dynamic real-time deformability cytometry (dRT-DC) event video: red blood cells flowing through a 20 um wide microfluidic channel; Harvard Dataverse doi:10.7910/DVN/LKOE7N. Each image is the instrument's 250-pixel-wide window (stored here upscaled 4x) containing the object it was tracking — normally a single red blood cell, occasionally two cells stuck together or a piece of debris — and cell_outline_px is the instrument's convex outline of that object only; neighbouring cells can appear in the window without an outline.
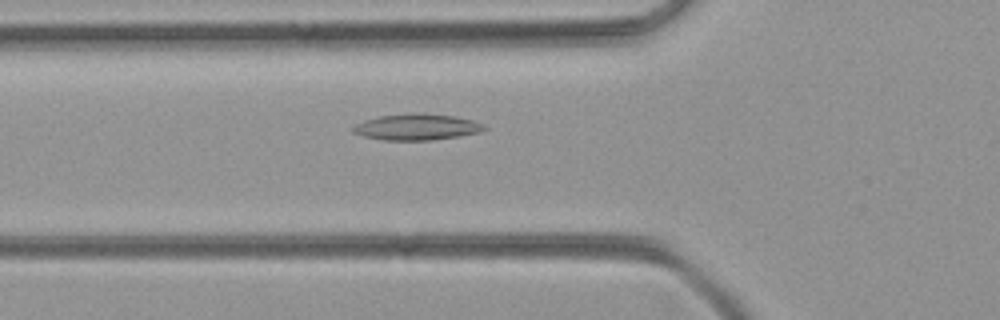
{"species": "common noctule bat (a hibernating species)", "species_latin": "Nyctalus noctula", "temperature_condition": "room temperature", "stored_images_in_passage": 32, "camera_frame_rate_fps": 3000, "um_per_image_px": 0.085, "animal": {"sex": "female", "body_mass_g": 21.9}, "frame": {"image": 1, "passage_image": 3, "time_ms": 0.667, "image_size_px": [1000, 320], "cell_outline_px": [[488, 128], [480, 132], [432, 140], [380, 140], [364, 136], [352, 132], [352, 128], [356, 124], [364, 120], [380, 116], [408, 112], [416, 112], [456, 116], [472, 120], [484, 124]], "centroid_in_image_um": [35.42, 10.78], "position_along_channel_um": 90.4, "area_um2": 20.17}}
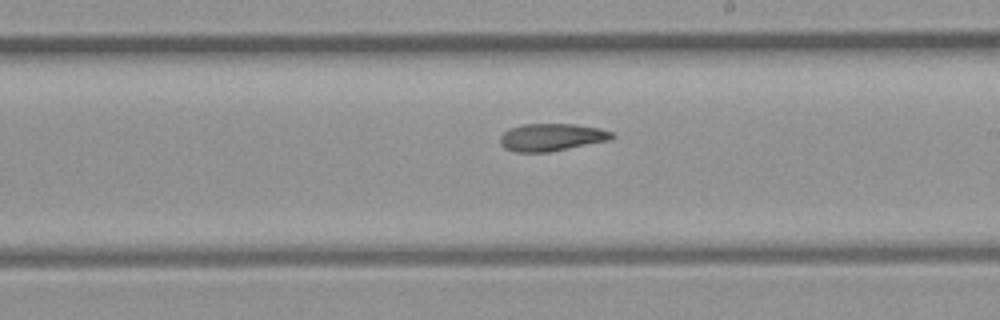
{"frame": {"image": 2, "passage_image": 14, "time_ms": 4.333, "image_size_px": [1000, 320], "cell_outline_px": [[616, 136], [612, 140], [548, 152], [516, 152], [504, 148], [500, 144], [500, 136], [504, 132], [512, 128], [524, 124], [572, 124], [600, 128], [612, 132]], "centroid_in_image_um": [46.91, 11.67], "position_along_channel_um": 242.1, "area_um2": 17.92}}
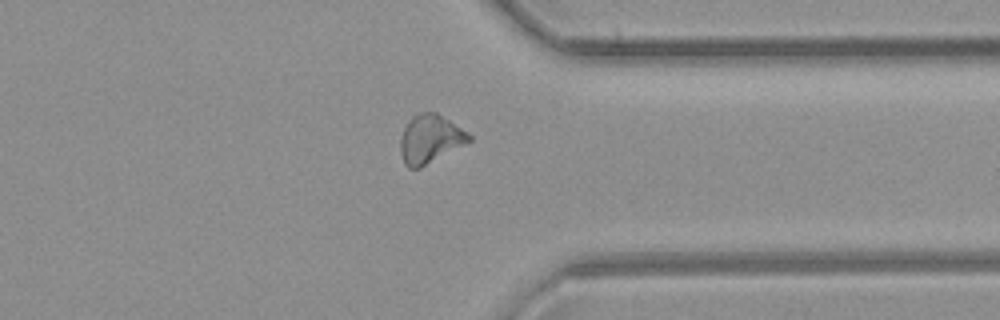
{"frame": {"image": 3, "passage_image": 24, "time_ms": 7.667, "image_size_px": [1000, 320], "cell_outline_px": [[472, 140], [420, 168], [408, 168], [404, 164], [400, 152], [400, 140], [404, 128], [408, 120], [412, 116], [420, 112], [436, 112], [468, 132], [472, 136]], "centroid_in_image_um": [36.54, 11.81], "position_along_channel_um": 374.9, "area_um2": 19.31}}